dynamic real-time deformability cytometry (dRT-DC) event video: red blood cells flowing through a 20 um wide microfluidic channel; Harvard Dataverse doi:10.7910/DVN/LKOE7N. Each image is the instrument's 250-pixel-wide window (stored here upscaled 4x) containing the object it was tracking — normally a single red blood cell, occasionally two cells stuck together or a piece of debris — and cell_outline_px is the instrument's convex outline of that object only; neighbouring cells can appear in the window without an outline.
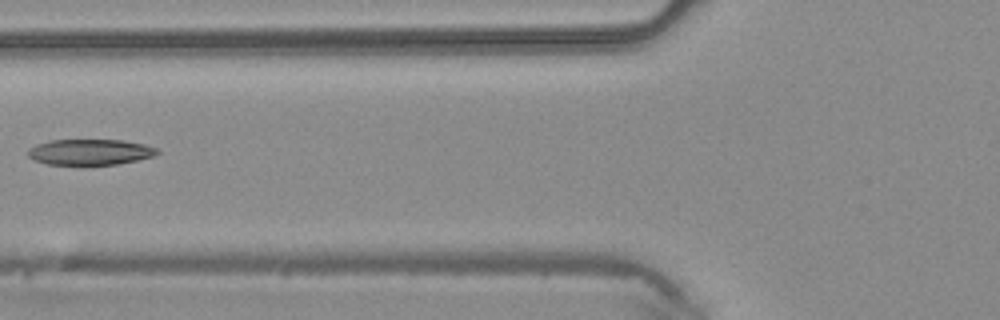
{"species": "common noctule bat (a hibernating species)", "species_latin": "Nyctalus noctula", "temperature_condition": "warm", "stored_images_in_passage": 2, "camera_frame_rate_fps": 3000, "um_per_image_px": 0.085, "animal": {"sex": "male", "body_mass_g": 20.4}, "frame": {"image": 1, "passage_image": 2, "time_ms": 0.333, "image_size_px": [1000, 320], "cell_outline_px": [[160, 152], [152, 156], [136, 160], [116, 164], [48, 164], [36, 160], [28, 156], [28, 148], [36, 144], [48, 140], [124, 140], [144, 144], [156, 148]], "centroid_in_image_um": [7.64, 12.9], "position_along_channel_um": 118.2, "area_um2": 19.19}}